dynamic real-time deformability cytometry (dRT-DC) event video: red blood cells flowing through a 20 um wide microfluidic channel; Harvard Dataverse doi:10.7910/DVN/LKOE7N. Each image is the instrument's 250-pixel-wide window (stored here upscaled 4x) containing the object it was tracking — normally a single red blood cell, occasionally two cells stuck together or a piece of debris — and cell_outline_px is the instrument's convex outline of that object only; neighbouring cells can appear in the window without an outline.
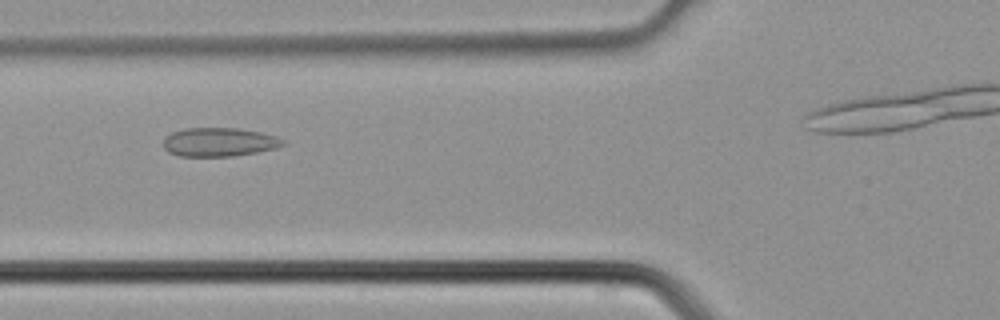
{"species": "common noctule bat (a hibernating species)", "species_latin": "Nyctalus noctula", "temperature_condition": "cold", "stored_images_in_passage": 4, "camera_frame_rate_fps": 3000, "um_per_image_px": 0.085, "animal": {"sex": "male", "body_mass_g": 21.5, "forearm_length_mm": 52.0}, "frame": {"image": 1, "passage_image": 3, "time_ms": 0.667, "image_size_px": [1000, 320], "cell_outline_px": [[284, 144], [276, 148], [256, 152], [232, 156], [180, 156], [168, 152], [164, 148], [164, 136], [172, 132], [184, 128], [240, 128], [260, 132], [276, 136], [284, 140]], "centroid_in_image_um": [18.6, 12.07], "position_along_channel_um": 107.2, "area_um2": 20.06}}